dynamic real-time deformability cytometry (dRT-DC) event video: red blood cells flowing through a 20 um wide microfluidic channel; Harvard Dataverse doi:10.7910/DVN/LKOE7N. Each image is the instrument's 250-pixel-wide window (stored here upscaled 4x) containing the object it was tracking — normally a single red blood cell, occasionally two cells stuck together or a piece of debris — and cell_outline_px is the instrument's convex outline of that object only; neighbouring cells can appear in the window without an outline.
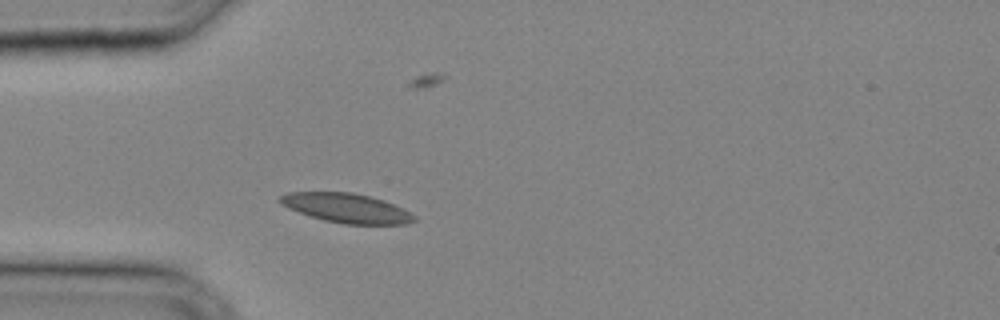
{"species": "common noctule bat (a hibernating species)", "species_latin": "Nyctalus noctula", "temperature_condition": "cold", "stored_images_in_passage": 28, "camera_frame_rate_fps": 3000, "um_per_image_px": 0.085, "animal": {"sex": "male", "body_mass_g": 20.4}, "frame": {"image": 1, "passage_image": 5, "time_ms": 1.333, "image_size_px": [1000, 320], "cell_outline_px": [[416, 220], [404, 224], [344, 224], [324, 220], [288, 208], [276, 200], [280, 196], [288, 192], [352, 192], [384, 200], [416, 216]], "centroid_in_image_um": [29.42, 17.68], "position_along_channel_um": 55.6, "area_um2": 22.66}}
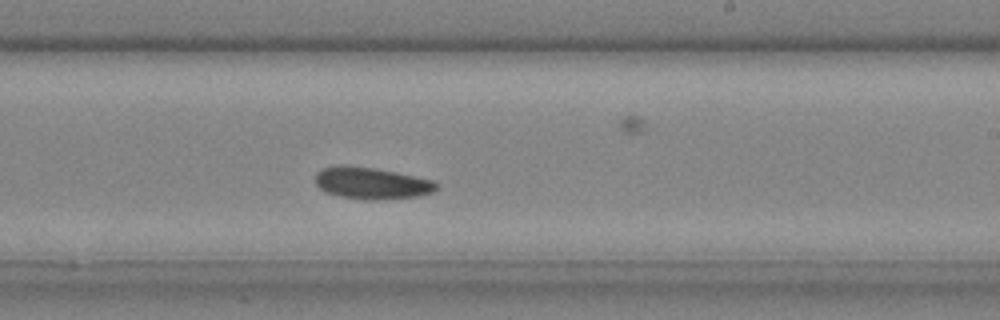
{"frame": {"image": 2, "passage_image": 16, "time_ms": 5.0, "image_size_px": [1000, 320], "cell_outline_px": [[436, 188], [432, 192], [420, 196], [376, 200], [364, 200], [340, 196], [324, 192], [316, 184], [316, 172], [320, 168], [340, 164], [348, 164], [376, 168], [396, 172], [432, 180], [436, 184]], "centroid_in_image_um": [31.52, 15.55], "position_along_channel_um": 257.5, "area_um2": 22.66}}